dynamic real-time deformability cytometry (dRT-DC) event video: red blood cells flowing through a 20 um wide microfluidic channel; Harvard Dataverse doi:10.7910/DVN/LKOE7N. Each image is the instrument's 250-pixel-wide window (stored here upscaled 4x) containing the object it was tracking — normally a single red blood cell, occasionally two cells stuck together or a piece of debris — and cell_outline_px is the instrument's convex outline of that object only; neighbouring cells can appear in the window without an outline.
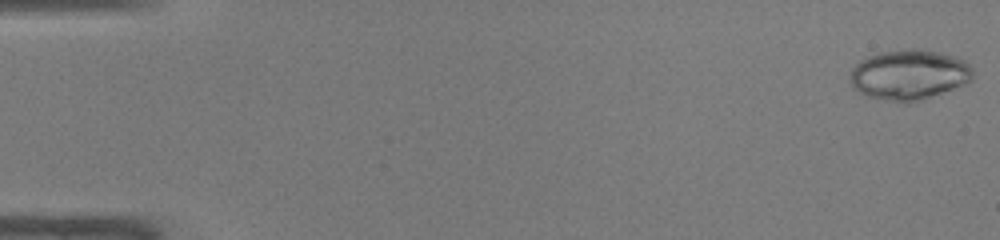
{"species": "common noctule bat (a hibernating species)", "species_latin": "Nyctalus noctula", "temperature_condition": "warm", "stored_images_in_passage": 47, "camera_frame_rate_fps": 3000, "um_per_image_px": 0.085, "animal": {"sex": "male", "body_mass_g": 19.0, "forearm_length_mm": 50.8}, "frame": {"image": 1, "passage_image": 1, "time_ms": 0.0, "image_size_px": [1000, 240], "cell_outline_px": [[972, 80], [964, 84], [920, 100], [892, 100], [868, 96], [852, 88], [852, 68], [860, 60], [880, 52], [912, 48], [920, 48], [952, 56], [964, 60], [972, 68]], "centroid_in_image_um": [77.28, 6.32], "position_along_channel_um": 7.7, "area_um2": 34.97}}
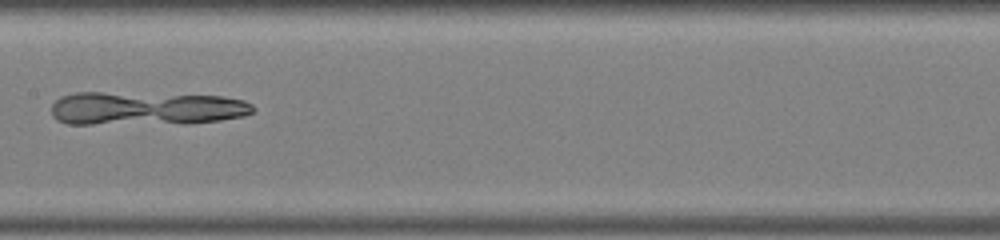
{"frame": {"image": 2, "passage_image": 25, "time_ms": 8.0, "image_size_px": [1000, 240], "cell_outline_px": [[256, 108], [252, 112], [244, 116], [220, 120], [188, 124], [68, 124], [56, 120], [52, 116], [52, 104], [60, 96], [76, 92], [104, 92], [220, 96], [244, 100], [252, 104]], "centroid_in_image_um": [12.39, 9.23], "position_along_channel_um": 195.0, "area_um2": 39.94}}
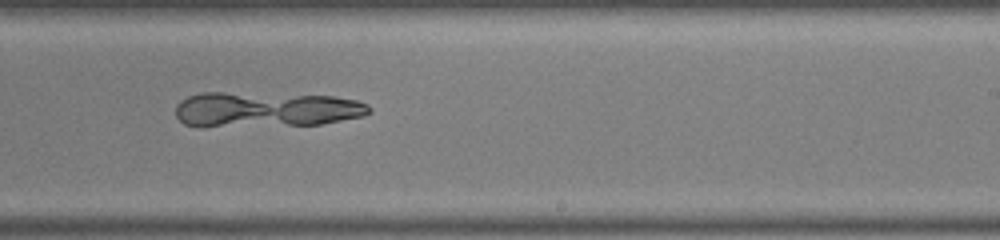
{"frame": {"image": 3, "passage_image": 30, "time_ms": 9.667, "image_size_px": [1000, 240], "cell_outline_px": [[372, 112], [364, 116], [320, 124], [200, 128], [196, 128], [184, 124], [176, 116], [176, 104], [180, 100], [188, 96], [200, 92], [224, 92], [332, 96], [356, 100], [368, 104], [372, 108]], "centroid_in_image_um": [22.53, 9.32], "position_along_channel_um": 266.5, "area_um2": 40.58}}